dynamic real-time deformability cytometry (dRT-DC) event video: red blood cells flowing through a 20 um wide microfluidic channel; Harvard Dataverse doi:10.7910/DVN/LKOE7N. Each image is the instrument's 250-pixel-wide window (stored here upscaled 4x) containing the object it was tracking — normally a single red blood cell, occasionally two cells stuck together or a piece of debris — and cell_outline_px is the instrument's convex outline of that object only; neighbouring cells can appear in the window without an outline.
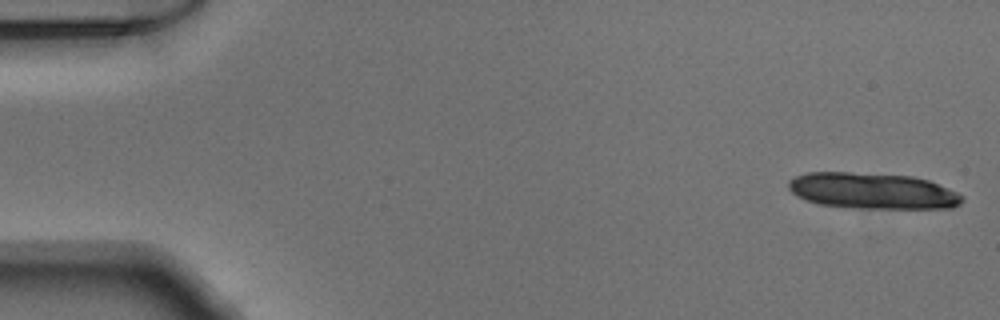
{"species": "Egyptian fruit bat (a non-hibernating species)", "species_latin": "Rousettus aegyptiacus", "temperature_condition": "warm", "stored_images_in_passage": 14, "camera_frame_rate_fps": 3000, "um_per_image_px": 0.085, "animal": {"sex": "male"}, "frame": {"image": 1, "passage_image": 1, "time_ms": 0.0, "image_size_px": [1000, 320], "cell_outline_px": [[964, 200], [960, 204], [952, 208], [868, 208], [820, 204], [804, 200], [796, 196], [788, 188], [788, 180], [796, 176], [808, 172], [848, 172], [912, 176], [928, 180], [948, 188], [964, 196]], "centroid_in_image_um": [74.16, 16.22], "position_along_channel_um": 10.8, "area_um2": 36.41}}